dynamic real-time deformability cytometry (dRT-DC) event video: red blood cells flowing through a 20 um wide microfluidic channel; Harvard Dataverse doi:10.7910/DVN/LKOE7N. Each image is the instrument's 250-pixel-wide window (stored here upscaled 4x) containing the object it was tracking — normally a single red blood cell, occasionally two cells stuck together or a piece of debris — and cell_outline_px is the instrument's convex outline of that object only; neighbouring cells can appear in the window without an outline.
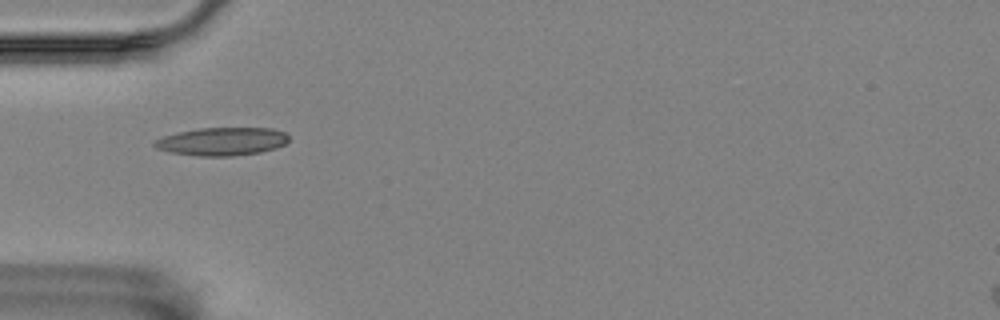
{"species": "Egyptian fruit bat (a non-hibernating species)", "species_latin": "Rousettus aegyptiacus", "temperature_condition": "room temperature", "stored_images_in_passage": 4, "camera_frame_rate_fps": 3000, "um_per_image_px": 0.085, "animal": {"sex": "female"}, "frame": {"image": 1, "passage_image": 2, "time_ms": 0.333, "image_size_px": [1000, 320], "cell_outline_px": [[288, 140], [284, 144], [276, 148], [260, 152], [232, 156], [200, 156], [168, 152], [156, 148], [152, 144], [156, 140], [164, 136], [176, 132], [200, 128], [272, 128], [284, 132], [288, 136]], "centroid_in_image_um": [18.85, 12.02], "position_along_channel_um": 66.1, "area_um2": 21.96}}
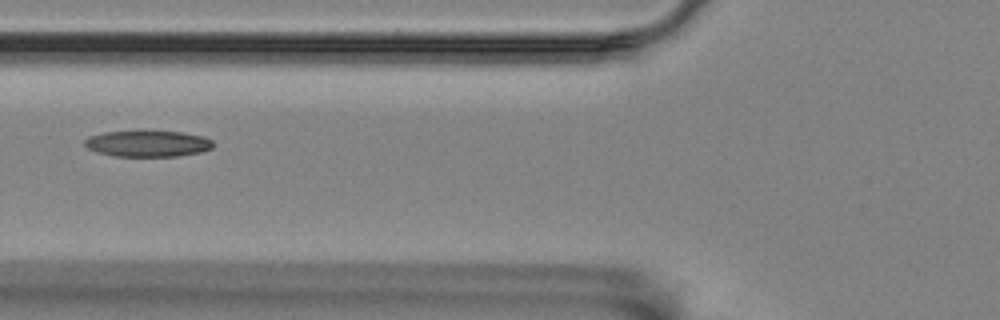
{"frame": {"image": 2, "passage_image": 3, "time_ms": 0.667, "image_size_px": [1000, 320], "cell_outline_px": [[212, 148], [200, 152], [176, 156], [112, 156], [96, 152], [88, 148], [84, 144], [84, 140], [88, 136], [104, 132], [180, 132], [204, 136], [212, 140]], "centroid_in_image_um": [12.53, 12.22], "position_along_channel_um": 113.3, "area_um2": 19.36}}
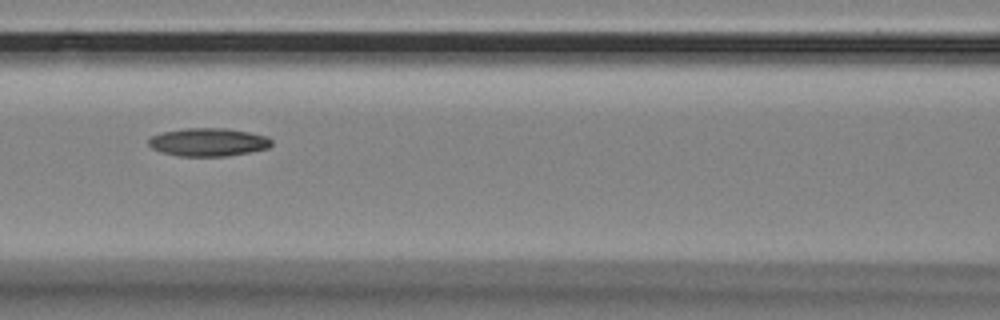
{"frame": {"image": 3, "passage_image": 4, "time_ms": 1.0, "image_size_px": [1000, 320], "cell_outline_px": [[272, 144], [268, 148], [228, 156], [180, 156], [160, 152], [152, 148], [148, 144], [148, 140], [152, 136], [164, 132], [184, 128], [228, 128], [268, 136], [272, 140]], "centroid_in_image_um": [17.71, 12.08], "position_along_channel_um": 148.9, "area_um2": 20.17}}